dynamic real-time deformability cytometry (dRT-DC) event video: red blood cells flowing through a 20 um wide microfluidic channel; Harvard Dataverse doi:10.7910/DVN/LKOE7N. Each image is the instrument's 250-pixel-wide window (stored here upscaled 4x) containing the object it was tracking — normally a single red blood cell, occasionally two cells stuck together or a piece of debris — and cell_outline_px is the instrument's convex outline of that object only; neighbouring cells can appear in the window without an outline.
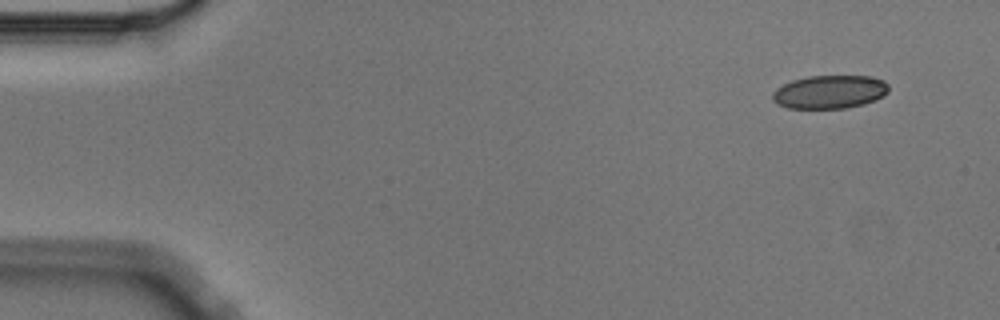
{"species": "Egyptian fruit bat (a non-hibernating species)", "species_latin": "Rousettus aegyptiacus", "temperature_condition": "cold", "stored_images_in_passage": 4, "camera_frame_rate_fps": 3000, "um_per_image_px": 0.085, "animal": {"sex": "male"}, "frame": {"image": 1, "passage_image": 1, "time_ms": 0.0, "image_size_px": [1000, 320], "cell_outline_px": [[888, 92], [876, 100], [864, 104], [844, 108], [788, 108], [776, 104], [772, 100], [772, 92], [776, 88], [792, 80], [808, 76], [868, 76], [884, 80], [888, 84]], "centroid_in_image_um": [70.5, 7.81], "position_along_channel_um": 14.5, "area_um2": 22.66}}
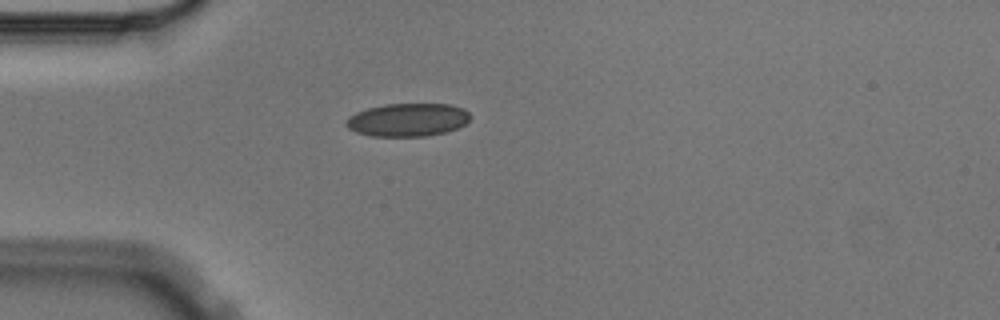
{"frame": {"image": 2, "passage_image": 4, "time_ms": 1.0, "image_size_px": [1000, 320], "cell_outline_px": [[468, 120], [464, 124], [456, 128], [444, 132], [428, 136], [372, 136], [356, 132], [348, 128], [344, 124], [348, 116], [356, 112], [368, 108], [384, 104], [452, 104], [464, 108], [468, 112]], "centroid_in_image_um": [34.62, 10.18], "position_along_channel_um": 50.4, "area_um2": 23.93}}